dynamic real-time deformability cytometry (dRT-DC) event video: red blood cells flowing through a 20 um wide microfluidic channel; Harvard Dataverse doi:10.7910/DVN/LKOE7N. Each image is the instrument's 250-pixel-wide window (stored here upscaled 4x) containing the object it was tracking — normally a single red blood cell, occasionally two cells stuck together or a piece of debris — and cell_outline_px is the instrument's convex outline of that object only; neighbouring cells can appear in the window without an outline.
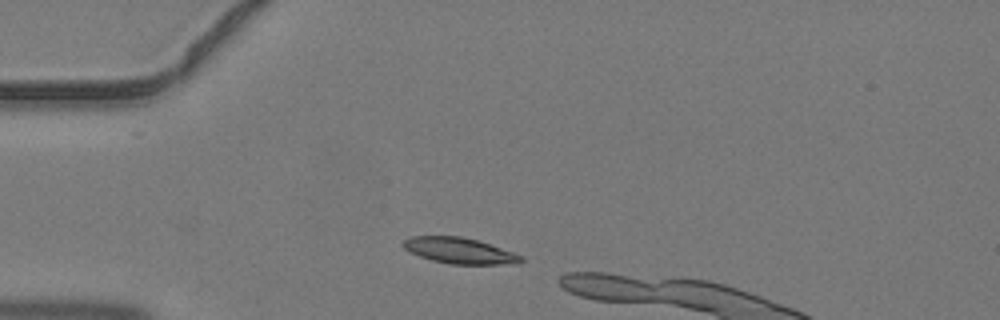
{"species": "common noctule bat (a hibernating species)", "species_latin": "Nyctalus noctula", "temperature_condition": "warm", "stored_images_in_passage": 7, "camera_frame_rate_fps": 3000, "um_per_image_px": 0.085, "animal": {"sex": "male", "body_mass_g": 19.2, "forearm_length_mm": 51.8}, "frame": {"image": 1, "passage_image": 3, "time_ms": 0.667, "image_size_px": [1000, 320], "cell_outline_px": [[524, 260], [520, 264], [448, 264], [432, 260], [420, 256], [404, 248], [400, 244], [404, 240], [412, 236], [460, 236], [476, 240], [524, 256]], "centroid_in_image_um": [39.07, 21.31], "position_along_channel_um": 45.9, "area_um2": 17.69}}